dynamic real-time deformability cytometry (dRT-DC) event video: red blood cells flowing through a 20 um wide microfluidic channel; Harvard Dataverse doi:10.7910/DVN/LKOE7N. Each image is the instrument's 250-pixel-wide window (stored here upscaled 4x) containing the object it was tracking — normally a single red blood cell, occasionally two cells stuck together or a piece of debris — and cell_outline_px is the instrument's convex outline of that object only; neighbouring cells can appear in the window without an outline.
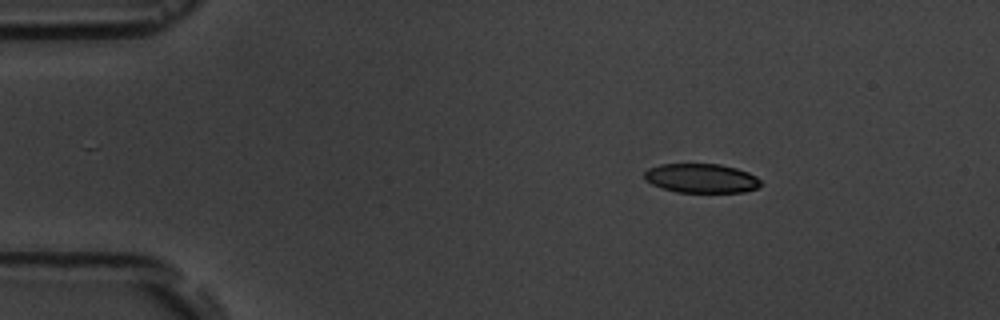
{"species": "common noctule bat (a hibernating species)", "species_latin": "Nyctalus noctula", "temperature_condition": "room temperature", "stored_images_in_passage": 3, "camera_frame_rate_fps": 3000, "um_per_image_px": 0.085, "animal": {"sex": "male", "body_mass_g": 19.5, "forearm_length_mm": 54.6}, "frame": {"image": 1, "passage_image": 1, "time_ms": 0.0, "image_size_px": [1000, 320], "cell_outline_px": [[760, 184], [756, 188], [744, 192], [676, 192], [652, 184], [644, 180], [644, 172], [648, 168], [660, 164], [720, 164], [736, 168], [748, 172], [756, 176], [760, 180]], "centroid_in_image_um": [59.59, 15.15], "position_along_channel_um": 25.4, "area_um2": 19.77}}